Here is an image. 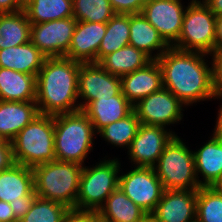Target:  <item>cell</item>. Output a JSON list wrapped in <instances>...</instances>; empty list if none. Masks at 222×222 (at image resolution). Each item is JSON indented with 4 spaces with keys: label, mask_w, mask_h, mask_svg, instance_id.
I'll return each instance as SVG.
<instances>
[{
    "label": "cell",
    "mask_w": 222,
    "mask_h": 222,
    "mask_svg": "<svg viewBox=\"0 0 222 222\" xmlns=\"http://www.w3.org/2000/svg\"><path fill=\"white\" fill-rule=\"evenodd\" d=\"M207 55L170 46L157 59L162 70L163 87L185 107L217 98L213 89L212 64L209 67L208 60H205Z\"/></svg>",
    "instance_id": "cell-1"
},
{
    "label": "cell",
    "mask_w": 222,
    "mask_h": 222,
    "mask_svg": "<svg viewBox=\"0 0 222 222\" xmlns=\"http://www.w3.org/2000/svg\"><path fill=\"white\" fill-rule=\"evenodd\" d=\"M80 64L65 57L45 59L36 76L39 114L54 116L80 110V101H77Z\"/></svg>",
    "instance_id": "cell-2"
},
{
    "label": "cell",
    "mask_w": 222,
    "mask_h": 222,
    "mask_svg": "<svg viewBox=\"0 0 222 222\" xmlns=\"http://www.w3.org/2000/svg\"><path fill=\"white\" fill-rule=\"evenodd\" d=\"M95 135L93 124L83 110L54 115L56 160L84 166V160L93 150Z\"/></svg>",
    "instance_id": "cell-3"
},
{
    "label": "cell",
    "mask_w": 222,
    "mask_h": 222,
    "mask_svg": "<svg viewBox=\"0 0 222 222\" xmlns=\"http://www.w3.org/2000/svg\"><path fill=\"white\" fill-rule=\"evenodd\" d=\"M83 167L78 163L60 160L34 166V190L37 197L76 209Z\"/></svg>",
    "instance_id": "cell-4"
},
{
    "label": "cell",
    "mask_w": 222,
    "mask_h": 222,
    "mask_svg": "<svg viewBox=\"0 0 222 222\" xmlns=\"http://www.w3.org/2000/svg\"><path fill=\"white\" fill-rule=\"evenodd\" d=\"M15 163L33 168L55 161L54 116L39 114L11 141Z\"/></svg>",
    "instance_id": "cell-5"
},
{
    "label": "cell",
    "mask_w": 222,
    "mask_h": 222,
    "mask_svg": "<svg viewBox=\"0 0 222 222\" xmlns=\"http://www.w3.org/2000/svg\"><path fill=\"white\" fill-rule=\"evenodd\" d=\"M154 170L165 190H198L201 187L193 151L177 135L166 144Z\"/></svg>",
    "instance_id": "cell-6"
},
{
    "label": "cell",
    "mask_w": 222,
    "mask_h": 222,
    "mask_svg": "<svg viewBox=\"0 0 222 222\" xmlns=\"http://www.w3.org/2000/svg\"><path fill=\"white\" fill-rule=\"evenodd\" d=\"M120 161L104 159L95 166H84L76 199V209L98 211L108 196L118 188Z\"/></svg>",
    "instance_id": "cell-7"
},
{
    "label": "cell",
    "mask_w": 222,
    "mask_h": 222,
    "mask_svg": "<svg viewBox=\"0 0 222 222\" xmlns=\"http://www.w3.org/2000/svg\"><path fill=\"white\" fill-rule=\"evenodd\" d=\"M215 19L203 0H191L186 6L180 36L172 46L209 56L215 50Z\"/></svg>",
    "instance_id": "cell-8"
},
{
    "label": "cell",
    "mask_w": 222,
    "mask_h": 222,
    "mask_svg": "<svg viewBox=\"0 0 222 222\" xmlns=\"http://www.w3.org/2000/svg\"><path fill=\"white\" fill-rule=\"evenodd\" d=\"M119 175L118 187L137 206L150 215L164 193V187L154 167H136Z\"/></svg>",
    "instance_id": "cell-9"
},
{
    "label": "cell",
    "mask_w": 222,
    "mask_h": 222,
    "mask_svg": "<svg viewBox=\"0 0 222 222\" xmlns=\"http://www.w3.org/2000/svg\"><path fill=\"white\" fill-rule=\"evenodd\" d=\"M184 106L175 95L162 87L140 100L133 106V110L140 123L166 128L182 120Z\"/></svg>",
    "instance_id": "cell-10"
},
{
    "label": "cell",
    "mask_w": 222,
    "mask_h": 222,
    "mask_svg": "<svg viewBox=\"0 0 222 222\" xmlns=\"http://www.w3.org/2000/svg\"><path fill=\"white\" fill-rule=\"evenodd\" d=\"M78 99L80 110H84L92 101L111 98L121 89V77L108 73L99 63H81L78 73Z\"/></svg>",
    "instance_id": "cell-11"
},
{
    "label": "cell",
    "mask_w": 222,
    "mask_h": 222,
    "mask_svg": "<svg viewBox=\"0 0 222 222\" xmlns=\"http://www.w3.org/2000/svg\"><path fill=\"white\" fill-rule=\"evenodd\" d=\"M77 24L74 17L31 24L30 41L47 57H65Z\"/></svg>",
    "instance_id": "cell-12"
},
{
    "label": "cell",
    "mask_w": 222,
    "mask_h": 222,
    "mask_svg": "<svg viewBox=\"0 0 222 222\" xmlns=\"http://www.w3.org/2000/svg\"><path fill=\"white\" fill-rule=\"evenodd\" d=\"M174 135L168 128L141 123L127 150L129 159L136 167H154Z\"/></svg>",
    "instance_id": "cell-13"
},
{
    "label": "cell",
    "mask_w": 222,
    "mask_h": 222,
    "mask_svg": "<svg viewBox=\"0 0 222 222\" xmlns=\"http://www.w3.org/2000/svg\"><path fill=\"white\" fill-rule=\"evenodd\" d=\"M184 7L181 0H147L141 13L164 41L172 46L182 30Z\"/></svg>",
    "instance_id": "cell-14"
},
{
    "label": "cell",
    "mask_w": 222,
    "mask_h": 222,
    "mask_svg": "<svg viewBox=\"0 0 222 222\" xmlns=\"http://www.w3.org/2000/svg\"><path fill=\"white\" fill-rule=\"evenodd\" d=\"M197 190H164L150 214L155 222H196Z\"/></svg>",
    "instance_id": "cell-15"
},
{
    "label": "cell",
    "mask_w": 222,
    "mask_h": 222,
    "mask_svg": "<svg viewBox=\"0 0 222 222\" xmlns=\"http://www.w3.org/2000/svg\"><path fill=\"white\" fill-rule=\"evenodd\" d=\"M106 23L77 21L65 58L80 63H98V50Z\"/></svg>",
    "instance_id": "cell-16"
},
{
    "label": "cell",
    "mask_w": 222,
    "mask_h": 222,
    "mask_svg": "<svg viewBox=\"0 0 222 222\" xmlns=\"http://www.w3.org/2000/svg\"><path fill=\"white\" fill-rule=\"evenodd\" d=\"M162 87V70L157 60L121 76L122 94L133 106Z\"/></svg>",
    "instance_id": "cell-17"
},
{
    "label": "cell",
    "mask_w": 222,
    "mask_h": 222,
    "mask_svg": "<svg viewBox=\"0 0 222 222\" xmlns=\"http://www.w3.org/2000/svg\"><path fill=\"white\" fill-rule=\"evenodd\" d=\"M211 137L200 149L193 151L195 172L201 187H212L222 179V134L214 129ZM199 173L203 181L199 179Z\"/></svg>",
    "instance_id": "cell-18"
},
{
    "label": "cell",
    "mask_w": 222,
    "mask_h": 222,
    "mask_svg": "<svg viewBox=\"0 0 222 222\" xmlns=\"http://www.w3.org/2000/svg\"><path fill=\"white\" fill-rule=\"evenodd\" d=\"M129 28V45L141 50L152 60H157L170 47L142 13L129 14ZM153 51L157 52L156 55Z\"/></svg>",
    "instance_id": "cell-19"
},
{
    "label": "cell",
    "mask_w": 222,
    "mask_h": 222,
    "mask_svg": "<svg viewBox=\"0 0 222 222\" xmlns=\"http://www.w3.org/2000/svg\"><path fill=\"white\" fill-rule=\"evenodd\" d=\"M98 133L106 125L125 118L133 111V105L122 94V91L111 98H100L92 101L83 110Z\"/></svg>",
    "instance_id": "cell-20"
},
{
    "label": "cell",
    "mask_w": 222,
    "mask_h": 222,
    "mask_svg": "<svg viewBox=\"0 0 222 222\" xmlns=\"http://www.w3.org/2000/svg\"><path fill=\"white\" fill-rule=\"evenodd\" d=\"M38 115L39 110L36 101L0 100V134L11 142Z\"/></svg>",
    "instance_id": "cell-21"
},
{
    "label": "cell",
    "mask_w": 222,
    "mask_h": 222,
    "mask_svg": "<svg viewBox=\"0 0 222 222\" xmlns=\"http://www.w3.org/2000/svg\"><path fill=\"white\" fill-rule=\"evenodd\" d=\"M47 57L30 41L0 50V67L37 76Z\"/></svg>",
    "instance_id": "cell-22"
},
{
    "label": "cell",
    "mask_w": 222,
    "mask_h": 222,
    "mask_svg": "<svg viewBox=\"0 0 222 222\" xmlns=\"http://www.w3.org/2000/svg\"><path fill=\"white\" fill-rule=\"evenodd\" d=\"M0 100L36 101V76L0 67Z\"/></svg>",
    "instance_id": "cell-23"
},
{
    "label": "cell",
    "mask_w": 222,
    "mask_h": 222,
    "mask_svg": "<svg viewBox=\"0 0 222 222\" xmlns=\"http://www.w3.org/2000/svg\"><path fill=\"white\" fill-rule=\"evenodd\" d=\"M34 190V173L31 167L14 163L0 172V201H17Z\"/></svg>",
    "instance_id": "cell-24"
},
{
    "label": "cell",
    "mask_w": 222,
    "mask_h": 222,
    "mask_svg": "<svg viewBox=\"0 0 222 222\" xmlns=\"http://www.w3.org/2000/svg\"><path fill=\"white\" fill-rule=\"evenodd\" d=\"M97 213L101 222H139L148 215L119 187L108 196Z\"/></svg>",
    "instance_id": "cell-25"
},
{
    "label": "cell",
    "mask_w": 222,
    "mask_h": 222,
    "mask_svg": "<svg viewBox=\"0 0 222 222\" xmlns=\"http://www.w3.org/2000/svg\"><path fill=\"white\" fill-rule=\"evenodd\" d=\"M152 59L141 50L128 45L105 56L99 64L110 74L123 76L145 67Z\"/></svg>",
    "instance_id": "cell-26"
},
{
    "label": "cell",
    "mask_w": 222,
    "mask_h": 222,
    "mask_svg": "<svg viewBox=\"0 0 222 222\" xmlns=\"http://www.w3.org/2000/svg\"><path fill=\"white\" fill-rule=\"evenodd\" d=\"M31 23L24 10L0 13V50L30 42Z\"/></svg>",
    "instance_id": "cell-27"
},
{
    "label": "cell",
    "mask_w": 222,
    "mask_h": 222,
    "mask_svg": "<svg viewBox=\"0 0 222 222\" xmlns=\"http://www.w3.org/2000/svg\"><path fill=\"white\" fill-rule=\"evenodd\" d=\"M24 11L31 24L73 17V0H25Z\"/></svg>",
    "instance_id": "cell-28"
},
{
    "label": "cell",
    "mask_w": 222,
    "mask_h": 222,
    "mask_svg": "<svg viewBox=\"0 0 222 222\" xmlns=\"http://www.w3.org/2000/svg\"><path fill=\"white\" fill-rule=\"evenodd\" d=\"M129 14H115L106 23V33L98 50V63L107 55L129 45Z\"/></svg>",
    "instance_id": "cell-29"
},
{
    "label": "cell",
    "mask_w": 222,
    "mask_h": 222,
    "mask_svg": "<svg viewBox=\"0 0 222 222\" xmlns=\"http://www.w3.org/2000/svg\"><path fill=\"white\" fill-rule=\"evenodd\" d=\"M140 124L141 123L133 110L125 118L106 125L97 134L115 147L125 148L126 146L128 149L136 136Z\"/></svg>",
    "instance_id": "cell-30"
},
{
    "label": "cell",
    "mask_w": 222,
    "mask_h": 222,
    "mask_svg": "<svg viewBox=\"0 0 222 222\" xmlns=\"http://www.w3.org/2000/svg\"><path fill=\"white\" fill-rule=\"evenodd\" d=\"M115 14L109 0H73L77 21L107 23Z\"/></svg>",
    "instance_id": "cell-31"
},
{
    "label": "cell",
    "mask_w": 222,
    "mask_h": 222,
    "mask_svg": "<svg viewBox=\"0 0 222 222\" xmlns=\"http://www.w3.org/2000/svg\"><path fill=\"white\" fill-rule=\"evenodd\" d=\"M196 222H222V198L213 187L197 190Z\"/></svg>",
    "instance_id": "cell-32"
},
{
    "label": "cell",
    "mask_w": 222,
    "mask_h": 222,
    "mask_svg": "<svg viewBox=\"0 0 222 222\" xmlns=\"http://www.w3.org/2000/svg\"><path fill=\"white\" fill-rule=\"evenodd\" d=\"M69 209L60 202L37 197L19 222H62Z\"/></svg>",
    "instance_id": "cell-33"
},
{
    "label": "cell",
    "mask_w": 222,
    "mask_h": 222,
    "mask_svg": "<svg viewBox=\"0 0 222 222\" xmlns=\"http://www.w3.org/2000/svg\"><path fill=\"white\" fill-rule=\"evenodd\" d=\"M212 56L213 89L216 97L222 96V48L214 50Z\"/></svg>",
    "instance_id": "cell-34"
},
{
    "label": "cell",
    "mask_w": 222,
    "mask_h": 222,
    "mask_svg": "<svg viewBox=\"0 0 222 222\" xmlns=\"http://www.w3.org/2000/svg\"><path fill=\"white\" fill-rule=\"evenodd\" d=\"M116 14L141 13L147 0H109Z\"/></svg>",
    "instance_id": "cell-35"
},
{
    "label": "cell",
    "mask_w": 222,
    "mask_h": 222,
    "mask_svg": "<svg viewBox=\"0 0 222 222\" xmlns=\"http://www.w3.org/2000/svg\"><path fill=\"white\" fill-rule=\"evenodd\" d=\"M62 222H101L97 211L71 208L65 214Z\"/></svg>",
    "instance_id": "cell-36"
},
{
    "label": "cell",
    "mask_w": 222,
    "mask_h": 222,
    "mask_svg": "<svg viewBox=\"0 0 222 222\" xmlns=\"http://www.w3.org/2000/svg\"><path fill=\"white\" fill-rule=\"evenodd\" d=\"M37 198L35 190L25 197H19L17 201L10 202V206L15 215V220L19 222L23 216L31 209L34 200Z\"/></svg>",
    "instance_id": "cell-37"
},
{
    "label": "cell",
    "mask_w": 222,
    "mask_h": 222,
    "mask_svg": "<svg viewBox=\"0 0 222 222\" xmlns=\"http://www.w3.org/2000/svg\"><path fill=\"white\" fill-rule=\"evenodd\" d=\"M14 163L12 144L8 141L0 146V172L9 169Z\"/></svg>",
    "instance_id": "cell-38"
},
{
    "label": "cell",
    "mask_w": 222,
    "mask_h": 222,
    "mask_svg": "<svg viewBox=\"0 0 222 222\" xmlns=\"http://www.w3.org/2000/svg\"><path fill=\"white\" fill-rule=\"evenodd\" d=\"M25 0H0V13H16L24 10Z\"/></svg>",
    "instance_id": "cell-39"
},
{
    "label": "cell",
    "mask_w": 222,
    "mask_h": 222,
    "mask_svg": "<svg viewBox=\"0 0 222 222\" xmlns=\"http://www.w3.org/2000/svg\"><path fill=\"white\" fill-rule=\"evenodd\" d=\"M0 222H17L10 203L0 201Z\"/></svg>",
    "instance_id": "cell-40"
},
{
    "label": "cell",
    "mask_w": 222,
    "mask_h": 222,
    "mask_svg": "<svg viewBox=\"0 0 222 222\" xmlns=\"http://www.w3.org/2000/svg\"><path fill=\"white\" fill-rule=\"evenodd\" d=\"M222 48V16L215 19V50Z\"/></svg>",
    "instance_id": "cell-41"
},
{
    "label": "cell",
    "mask_w": 222,
    "mask_h": 222,
    "mask_svg": "<svg viewBox=\"0 0 222 222\" xmlns=\"http://www.w3.org/2000/svg\"><path fill=\"white\" fill-rule=\"evenodd\" d=\"M215 14V16H222V0H203Z\"/></svg>",
    "instance_id": "cell-42"
},
{
    "label": "cell",
    "mask_w": 222,
    "mask_h": 222,
    "mask_svg": "<svg viewBox=\"0 0 222 222\" xmlns=\"http://www.w3.org/2000/svg\"><path fill=\"white\" fill-rule=\"evenodd\" d=\"M217 99L222 100V96L218 97ZM219 107L220 108H219L218 115H217L218 117L216 118L217 120H216V125H215L214 129L218 133L222 134V105H220Z\"/></svg>",
    "instance_id": "cell-43"
},
{
    "label": "cell",
    "mask_w": 222,
    "mask_h": 222,
    "mask_svg": "<svg viewBox=\"0 0 222 222\" xmlns=\"http://www.w3.org/2000/svg\"><path fill=\"white\" fill-rule=\"evenodd\" d=\"M222 198V179L212 186Z\"/></svg>",
    "instance_id": "cell-44"
},
{
    "label": "cell",
    "mask_w": 222,
    "mask_h": 222,
    "mask_svg": "<svg viewBox=\"0 0 222 222\" xmlns=\"http://www.w3.org/2000/svg\"><path fill=\"white\" fill-rule=\"evenodd\" d=\"M139 222H155L154 218L151 215H146L141 221Z\"/></svg>",
    "instance_id": "cell-45"
},
{
    "label": "cell",
    "mask_w": 222,
    "mask_h": 222,
    "mask_svg": "<svg viewBox=\"0 0 222 222\" xmlns=\"http://www.w3.org/2000/svg\"><path fill=\"white\" fill-rule=\"evenodd\" d=\"M7 142V139L0 134V146H4Z\"/></svg>",
    "instance_id": "cell-46"
}]
</instances>
